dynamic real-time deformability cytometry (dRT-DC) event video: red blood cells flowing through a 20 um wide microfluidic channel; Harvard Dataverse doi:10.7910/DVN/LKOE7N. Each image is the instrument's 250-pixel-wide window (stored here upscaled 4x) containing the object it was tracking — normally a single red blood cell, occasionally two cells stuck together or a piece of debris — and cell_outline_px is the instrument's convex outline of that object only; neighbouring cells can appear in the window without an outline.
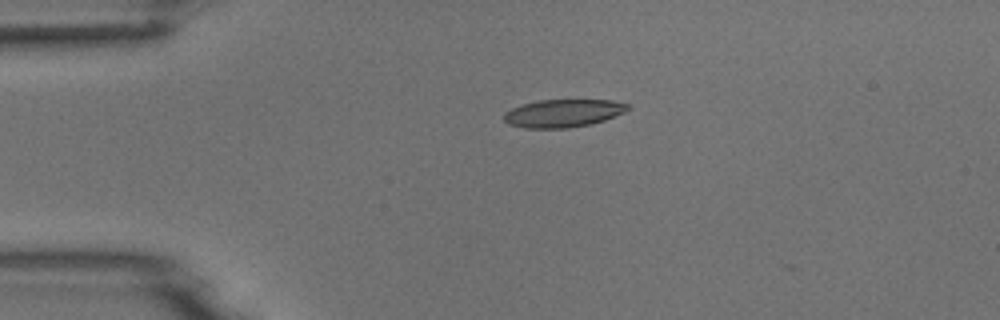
{"species": "common noctule bat (a hibernating species)", "species_latin": "Nyctalus noctula", "temperature_condition": "room temperature", "stored_images_in_passage": 4, "camera_frame_rate_fps": 3000, "um_per_image_px": 0.085, "animal": {"sex": "male", "body_mass_g": 18.8}, "frame": {"image": 1, "passage_image": 3, "time_ms": 3.333, "image_size_px": [1000, 320], "cell_outline_px": [[632, 108], [624, 112], [604, 120], [588, 124], [568, 128], [524, 128], [508, 124], [504, 120], [504, 112], [512, 108], [536, 100], [612, 100], [628, 104]], "centroid_in_image_um": [47.86, 9.62], "position_along_channel_um": 37.1, "area_um2": 20.06}}